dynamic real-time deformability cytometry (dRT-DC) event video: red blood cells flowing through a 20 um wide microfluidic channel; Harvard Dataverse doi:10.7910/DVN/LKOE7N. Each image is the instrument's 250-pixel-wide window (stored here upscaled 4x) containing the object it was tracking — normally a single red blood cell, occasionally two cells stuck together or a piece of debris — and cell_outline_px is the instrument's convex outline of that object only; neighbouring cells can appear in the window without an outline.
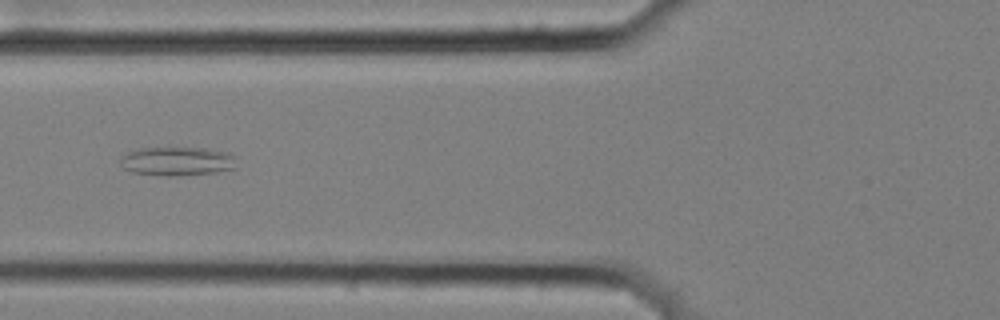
{"species": "common noctule bat (a hibernating species)", "species_latin": "Nyctalus noctula", "temperature_condition": "cold", "stored_images_in_passage": 9, "camera_frame_rate_fps": 3000, "um_per_image_px": 0.085, "animal": {"sex": "female", "body_mass_g": 25.1}, "frame": {"image": 1, "passage_image": 4, "time_ms": 1.0, "image_size_px": [1000, 320], "cell_outline_px": [[232, 168], [216, 172], [180, 176], [164, 176], [132, 172], [124, 168], [120, 164], [120, 156], [128, 152], [140, 148], [204, 148], [224, 152], [232, 156]], "centroid_in_image_um": [14.94, 13.71], "position_along_channel_um": 110.9, "area_um2": 19.19}}